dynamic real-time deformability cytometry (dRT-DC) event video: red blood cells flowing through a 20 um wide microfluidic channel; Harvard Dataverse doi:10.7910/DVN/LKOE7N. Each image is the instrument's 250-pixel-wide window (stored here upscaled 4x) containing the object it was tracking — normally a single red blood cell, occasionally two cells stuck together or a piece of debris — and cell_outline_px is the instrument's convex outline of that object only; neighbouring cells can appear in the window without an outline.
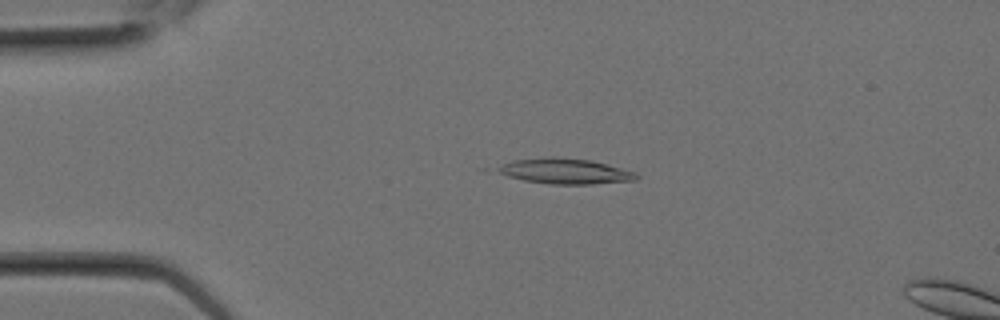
{"species": "Egyptian fruit bat (a non-hibernating species)", "species_latin": "Rousettus aegyptiacus", "temperature_condition": "room temperature", "stored_images_in_passage": 3, "camera_frame_rate_fps": 3000, "um_per_image_px": 0.085, "animal": {"sex": "female"}, "frame": {"image": 1, "passage_image": 2, "time_ms": 0.333, "image_size_px": [1000, 320], "cell_outline_px": [[640, 176], [636, 180], [592, 184], [548, 184], [524, 180], [508, 176], [500, 172], [496, 168], [512, 160], [552, 156], [556, 156], [592, 160], [636, 172]], "centroid_in_image_um": [48.08, 14.54], "position_along_channel_um": 36.9, "area_um2": 20.58}}